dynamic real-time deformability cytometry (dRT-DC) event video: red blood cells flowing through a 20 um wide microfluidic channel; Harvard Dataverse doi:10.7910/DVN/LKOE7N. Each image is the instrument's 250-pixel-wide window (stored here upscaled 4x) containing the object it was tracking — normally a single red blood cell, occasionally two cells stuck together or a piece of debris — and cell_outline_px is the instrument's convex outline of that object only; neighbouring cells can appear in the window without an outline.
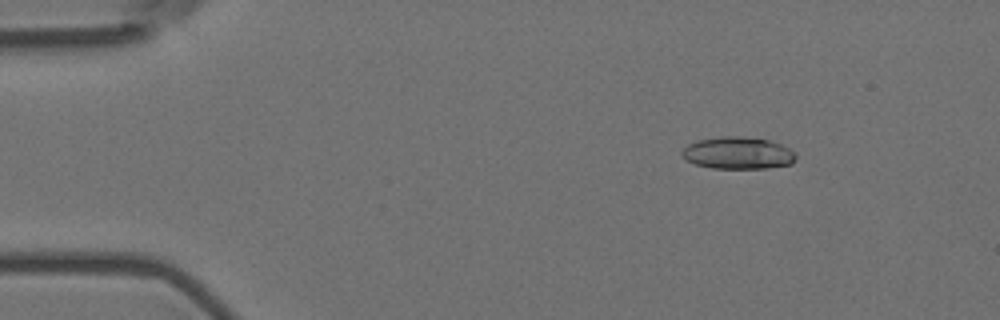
{"species": "Egyptian fruit bat (a non-hibernating species)", "species_latin": "Rousettus aegyptiacus", "temperature_condition": "room temperature", "stored_images_in_passage": 57, "camera_frame_rate_fps": 3000, "um_per_image_px": 0.085, "animal": {"sex": "female"}, "frame": {"image": 1, "passage_image": 8, "time_ms": 2.333, "image_size_px": [1000, 320], "cell_outline_px": [[796, 160], [792, 164], [768, 168], [712, 168], [696, 164], [684, 160], [680, 156], [680, 152], [688, 144], [696, 140], [720, 136], [740, 136], [768, 140], [780, 144], [796, 152]], "centroid_in_image_um": [62.7, 13.01], "position_along_channel_um": 22.3, "area_um2": 21.56}}
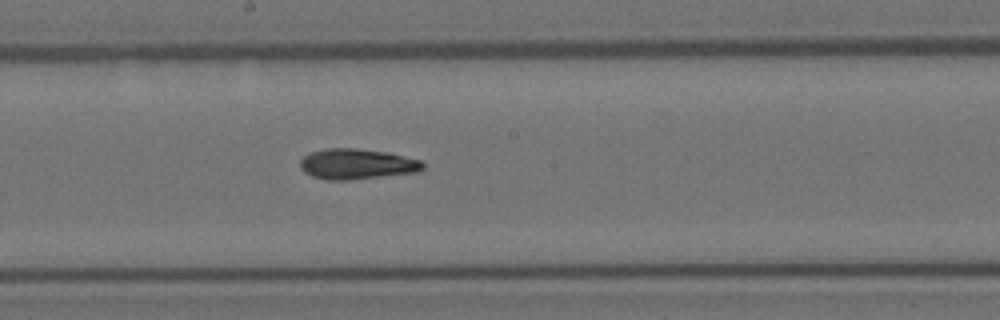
{"frame": {"image": 2, "passage_image": 31, "time_ms": 10.0, "image_size_px": [1000, 320], "cell_outline_px": [[424, 168], [420, 172], [348, 180], [324, 180], [312, 176], [304, 172], [300, 168], [300, 160], [308, 152], [324, 148], [356, 148], [388, 152], [420, 160], [424, 164]], "centroid_in_image_um": [30.31, 13.94], "position_along_channel_um": 217.9, "area_um2": 22.08}}
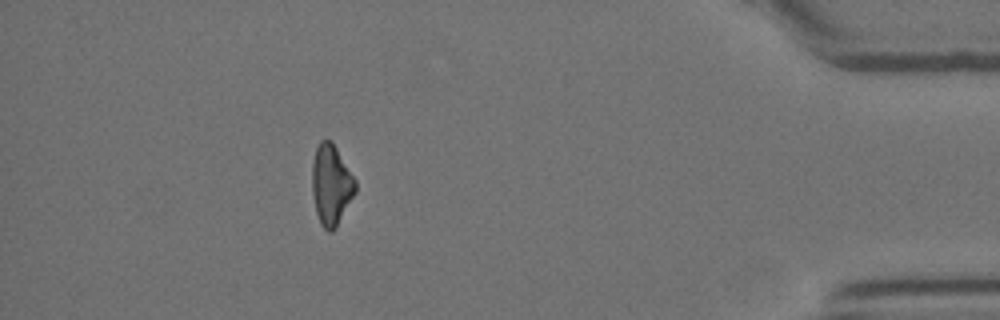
{"frame": {"image": 3, "passage_image": 51, "time_ms": 16.667, "image_size_px": [1000, 320], "cell_outline_px": [[356, 192], [336, 228], [332, 232], [328, 232], [320, 224], [316, 212], [312, 192], [312, 164], [316, 148], [320, 140], [332, 140], [356, 180]], "centroid_in_image_um": [28.15, 15.72], "position_along_channel_um": 407.0, "area_um2": 20.46}, "authors_computed_cell_mechanics": {"area_um2": 21.2126, "velocity_mm_per_s": 3.5968, "shape_relaxation_time_tau1_ms": null, "shape_relaxation_time_tau2_ms": 7.4169, "deformation_change_tau1": null, "deformation_change_tau2": 0.1773}}